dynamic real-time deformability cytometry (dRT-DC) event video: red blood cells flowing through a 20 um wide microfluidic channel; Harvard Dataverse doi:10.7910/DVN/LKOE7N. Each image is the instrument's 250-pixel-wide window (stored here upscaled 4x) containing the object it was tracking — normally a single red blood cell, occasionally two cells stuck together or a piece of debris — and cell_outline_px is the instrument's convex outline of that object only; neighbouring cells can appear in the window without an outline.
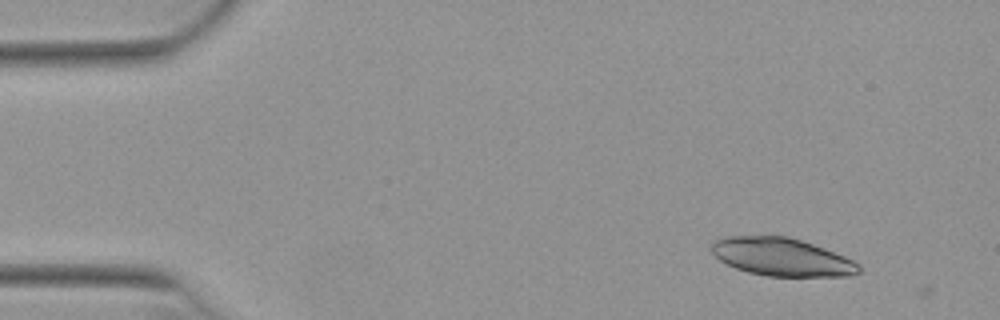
{"species": "Egyptian fruit bat (a non-hibernating species)", "species_latin": "Rousettus aegyptiacus", "temperature_condition": "warm", "stored_images_in_passage": 5, "camera_frame_rate_fps": 3000, "um_per_image_px": 0.085, "animal": {"sex": "female"}, "frame": {"image": 1, "passage_image": 3, "time_ms": 0.667, "image_size_px": [1000, 320], "cell_outline_px": [[860, 272], [848, 276], [768, 276], [748, 272], [736, 268], [720, 260], [712, 252], [712, 244], [716, 240], [724, 236], [788, 236], [824, 248], [844, 256], [860, 264]], "centroid_in_image_um": [66.46, 21.84], "position_along_channel_um": 18.5, "area_um2": 32.31}}